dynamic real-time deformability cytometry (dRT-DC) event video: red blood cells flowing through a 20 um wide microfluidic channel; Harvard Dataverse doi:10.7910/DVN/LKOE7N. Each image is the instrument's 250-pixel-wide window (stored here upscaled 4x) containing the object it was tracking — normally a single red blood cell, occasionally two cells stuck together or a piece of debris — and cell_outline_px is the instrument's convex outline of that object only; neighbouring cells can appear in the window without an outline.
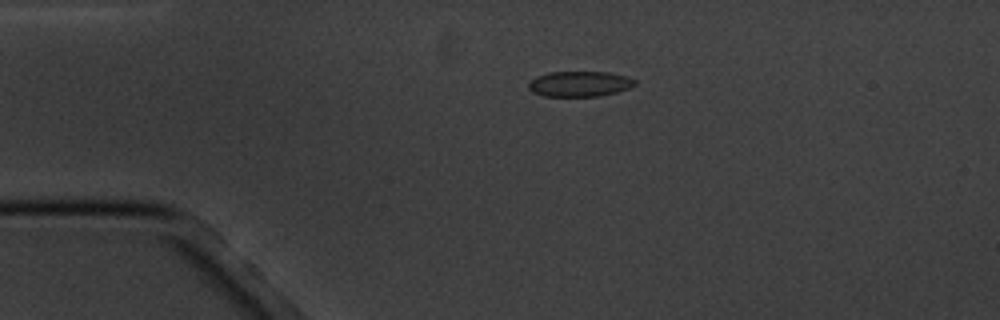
{"species": "common noctule bat (a hibernating species)", "species_latin": "Nyctalus noctula", "temperature_condition": "cold", "stored_images_in_passage": 4, "camera_frame_rate_fps": 3000, "um_per_image_px": 0.085, "animal": {"sex": "male", "body_mass_g": 20.1, "forearm_length_mm": 53.5}, "frame": {"image": 1, "passage_image": 3, "time_ms": 2.333, "image_size_px": [1000, 320], "cell_outline_px": [[636, 84], [628, 88], [616, 92], [600, 96], [544, 96], [532, 92], [528, 88], [528, 84], [536, 76], [548, 72], [608, 72], [628, 76], [636, 80]], "centroid_in_image_um": [49.27, 7.12], "position_along_channel_um": 35.7, "area_um2": 15.78}}